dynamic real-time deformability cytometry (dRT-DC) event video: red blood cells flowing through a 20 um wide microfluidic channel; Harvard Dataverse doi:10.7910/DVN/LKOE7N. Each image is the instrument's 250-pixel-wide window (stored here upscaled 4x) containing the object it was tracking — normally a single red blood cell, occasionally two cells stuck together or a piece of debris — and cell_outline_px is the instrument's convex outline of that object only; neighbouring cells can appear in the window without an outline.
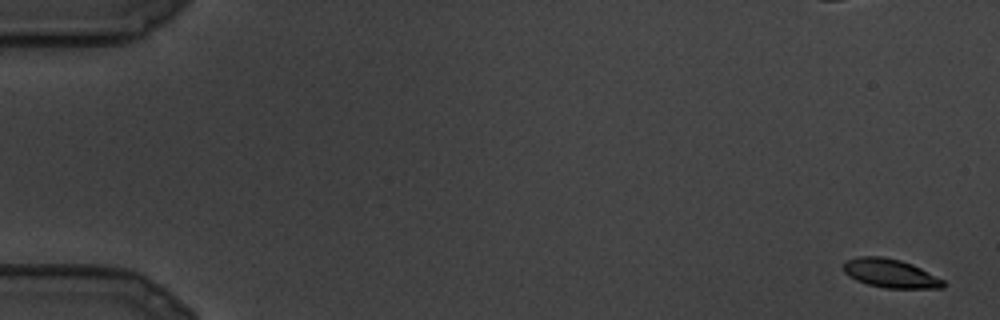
{"species": "common noctule bat (a hibernating species)", "species_latin": "Nyctalus noctula", "temperature_condition": "cold", "stored_images_in_passage": 9, "camera_frame_rate_fps": 3000, "um_per_image_px": 0.085, "animal": {"sex": "male", "body_mass_g": 19.5, "forearm_length_mm": 54.6}, "frame": {"image": 1, "passage_image": 1, "time_ms": 0.0, "image_size_px": [1000, 320], "cell_outline_px": [[944, 288], [884, 288], [868, 284], [856, 280], [848, 276], [844, 272], [844, 264], [848, 260], [856, 256], [884, 256], [900, 260], [912, 264], [944, 280]], "centroid_in_image_um": [75.67, 23.23], "position_along_channel_um": 9.3, "area_um2": 16.65}}